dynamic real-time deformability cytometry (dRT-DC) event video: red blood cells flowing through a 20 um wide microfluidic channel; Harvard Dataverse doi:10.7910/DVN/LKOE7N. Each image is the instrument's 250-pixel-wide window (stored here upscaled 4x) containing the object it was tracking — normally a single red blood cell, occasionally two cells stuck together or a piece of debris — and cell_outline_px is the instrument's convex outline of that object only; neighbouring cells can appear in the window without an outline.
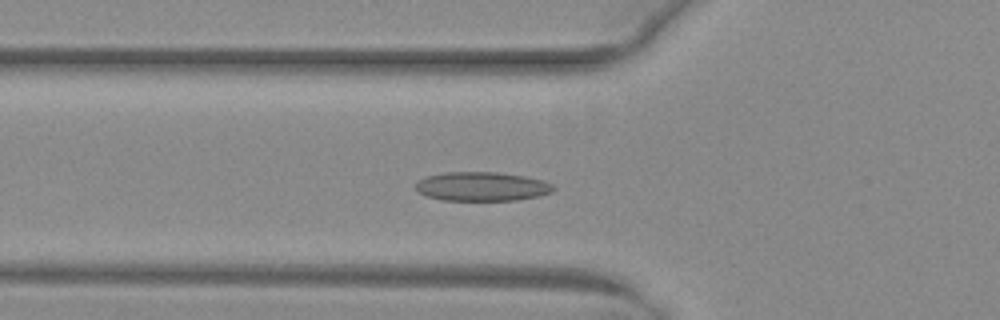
{"species": "common noctule bat (a hibernating species)", "species_latin": "Nyctalus noctula", "temperature_condition": "warm", "stored_images_in_passage": 34, "camera_frame_rate_fps": 3000, "um_per_image_px": 0.085, "animal": {"sex": "female", "body_mass_g": 29.2, "forearm_length_mm": 56.3}, "frame": {"image": 1, "passage_image": 4, "time_ms": 1.0, "image_size_px": [1000, 320], "cell_outline_px": [[556, 188], [552, 192], [536, 196], [516, 200], [444, 200], [428, 196], [420, 192], [416, 188], [416, 180], [424, 176], [444, 172], [496, 172], [524, 176], [544, 180], [552, 184]], "centroid_in_image_um": [40.95, 15.84], "position_along_channel_um": 84.8, "area_um2": 23.29}}
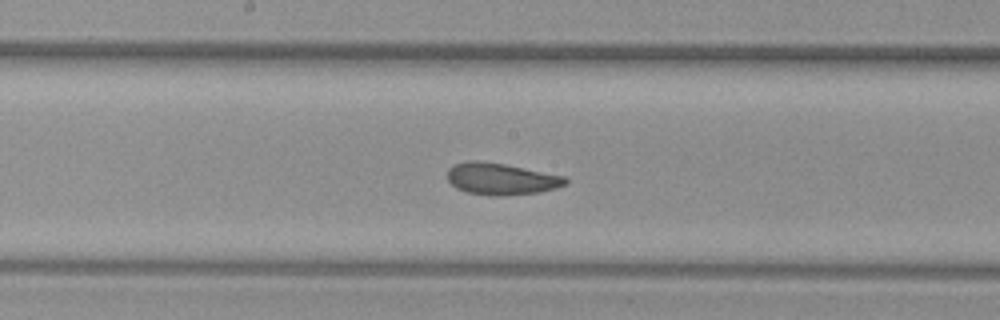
{"frame": {"image": 2, "passage_image": 13, "time_ms": 4.0, "image_size_px": [1000, 320], "cell_outline_px": [[568, 184], [556, 188], [540, 192], [500, 196], [492, 196], [468, 192], [456, 188], [448, 180], [448, 168], [452, 164], [468, 160], [472, 160], [504, 164], [564, 176], [568, 180]], "centroid_in_image_um": [42.59, 15.21], "position_along_channel_um": 205.6, "area_um2": 21.79}}
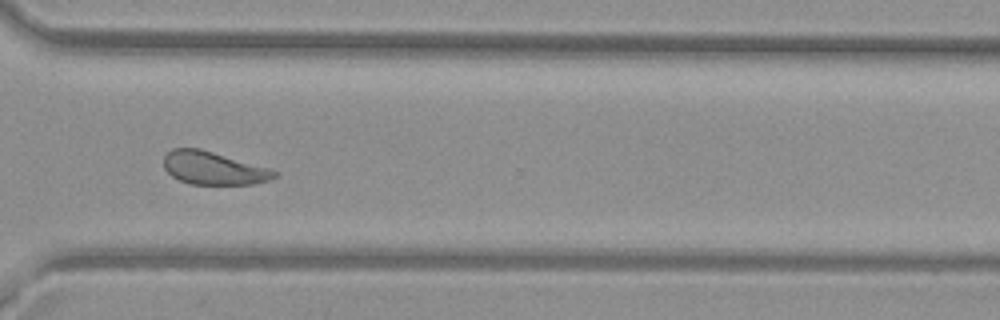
{"frame": {"image": 3, "passage_image": 24, "time_ms": 7.667, "image_size_px": [1000, 320], "cell_outline_px": [[276, 176], [268, 180], [252, 184], [192, 184], [180, 180], [172, 176], [164, 168], [164, 156], [172, 148], [200, 148], [268, 168], [276, 172]], "centroid_in_image_um": [18.1, 14.28], "position_along_channel_um": 352.5, "area_um2": 20.92}, "authors_computed_cell_mechanics": {"area_um2": 21.7617, "velocity_mm_per_s": 4.0049, "shape_relaxation_time_tau1_ms": 5.3935, "shape_relaxation_time_tau2_ms": 1.85, "deformation_change_tau1": 0.1396, "deformation_change_tau2": 0.0746}}